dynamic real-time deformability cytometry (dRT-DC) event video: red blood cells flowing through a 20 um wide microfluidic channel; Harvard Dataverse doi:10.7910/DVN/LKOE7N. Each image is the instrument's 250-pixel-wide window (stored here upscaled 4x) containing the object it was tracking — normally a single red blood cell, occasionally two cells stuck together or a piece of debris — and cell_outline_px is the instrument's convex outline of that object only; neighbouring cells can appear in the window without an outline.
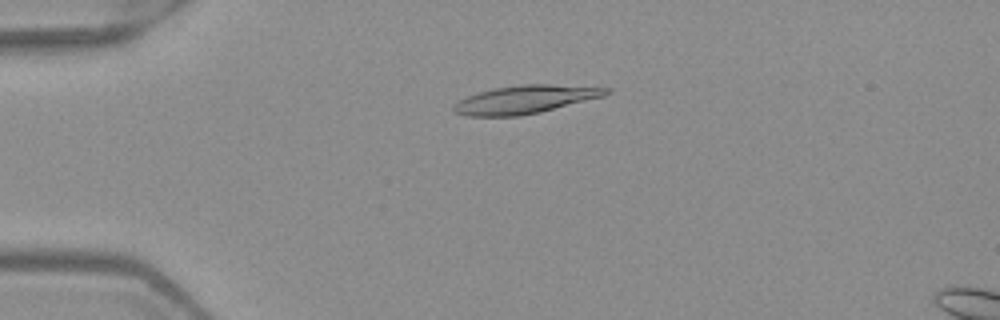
{"species": "Egyptian fruit bat (a non-hibernating species)", "species_latin": "Rousettus aegyptiacus", "temperature_condition": "warm", "stored_images_in_passage": 4, "camera_frame_rate_fps": 3000, "um_per_image_px": 0.085, "frame": {"image": 1, "passage_image": 4, "time_ms": 1.0, "image_size_px": [1000, 320], "cell_outline_px": [[612, 92], [604, 96], [540, 112], [520, 116], [464, 116], [452, 112], [452, 104], [468, 96], [480, 92], [496, 88], [520, 84], [548, 84], [612, 88]], "centroid_in_image_um": [44.63, 8.46], "position_along_channel_um": 40.4, "area_um2": 25.03}}